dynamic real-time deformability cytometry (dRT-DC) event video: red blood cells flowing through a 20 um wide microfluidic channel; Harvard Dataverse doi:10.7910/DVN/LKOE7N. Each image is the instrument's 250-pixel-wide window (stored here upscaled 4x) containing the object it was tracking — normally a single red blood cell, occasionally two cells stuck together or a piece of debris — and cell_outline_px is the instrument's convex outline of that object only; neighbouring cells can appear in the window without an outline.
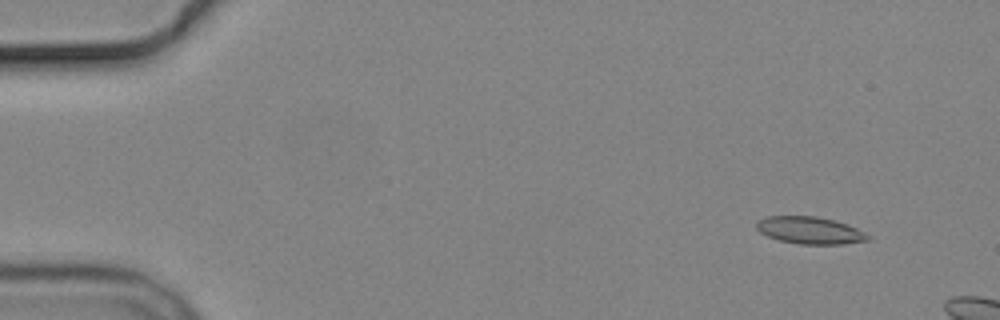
{"species": "common noctule bat (a hibernating species)", "species_latin": "Nyctalus noctula", "temperature_condition": "cold", "stored_images_in_passage": 4, "camera_frame_rate_fps": 3000, "um_per_image_px": 0.085, "animal": {"sex": "male", "body_mass_g": 19.2, "forearm_length_mm": 51.8}, "frame": {"image": 1, "passage_image": 2, "time_ms": 1.0, "image_size_px": [1000, 320], "cell_outline_px": [[872, 236], [868, 240], [844, 244], [800, 244], [780, 240], [768, 236], [760, 232], [756, 228], [756, 220], [768, 216], [816, 216], [836, 220], [848, 224]], "centroid_in_image_um": [68.85, 19.57], "position_along_channel_um": 16.1, "area_um2": 17.74}}